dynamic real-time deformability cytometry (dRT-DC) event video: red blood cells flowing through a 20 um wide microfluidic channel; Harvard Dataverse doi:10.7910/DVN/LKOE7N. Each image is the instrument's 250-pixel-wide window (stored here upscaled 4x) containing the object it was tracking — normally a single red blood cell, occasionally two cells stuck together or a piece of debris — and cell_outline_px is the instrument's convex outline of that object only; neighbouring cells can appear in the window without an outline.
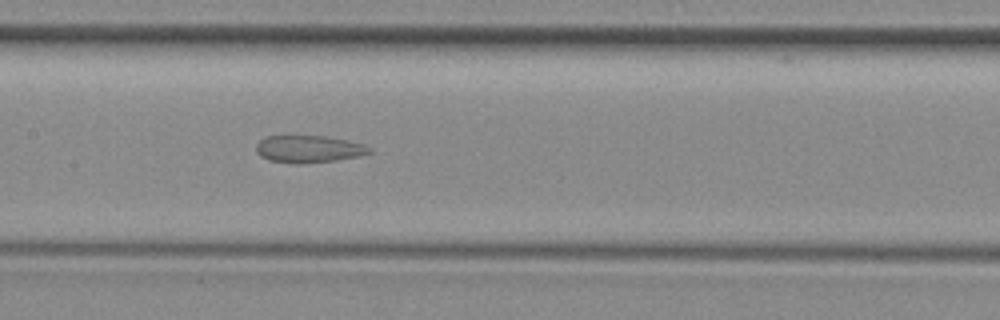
{"species": "common noctule bat (a hibernating species)", "species_latin": "Nyctalus noctula", "temperature_condition": "room temperature", "stored_images_in_passage": 52, "segment_of_instrument_passage": [2, 2], "camera_frame_rate_fps": 3000, "um_per_image_px": 0.085, "animal": {"sex": "female", "body_mass_g": 29.2, "forearm_length_mm": 56.3}, "frame": {"image": 1, "passage_image": 25, "time_ms": 8.0, "image_size_px": [1000, 320], "cell_outline_px": [[372, 152], [356, 156], [336, 160], [296, 164], [268, 160], [260, 156], [256, 152], [256, 144], [260, 140], [268, 136], [324, 136], [364, 144], [372, 148]], "centroid_in_image_um": [26.2, 12.67], "position_along_channel_um": 181.2, "area_um2": 17.8}}
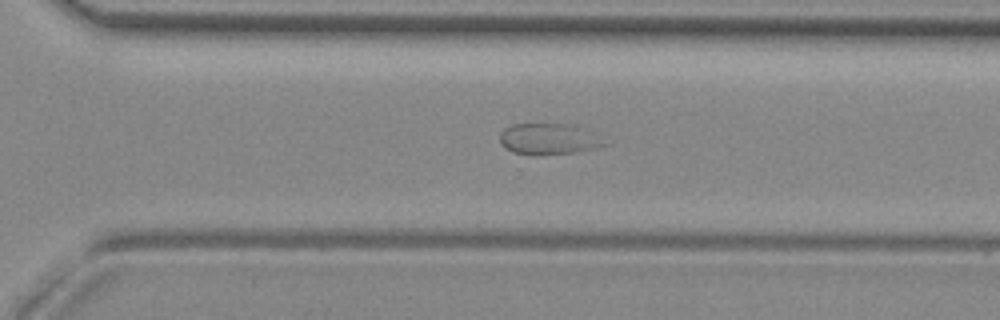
{"frame": {"image": 2, "passage_image": 36, "time_ms": 11.667, "image_size_px": [1000, 320], "cell_outline_px": [[612, 144], [580, 152], [540, 156], [512, 152], [504, 148], [500, 144], [500, 132], [504, 128], [512, 124], [572, 124]], "centroid_in_image_um": [46.61, 11.84], "position_along_channel_um": 324.0, "area_um2": 19.25}}
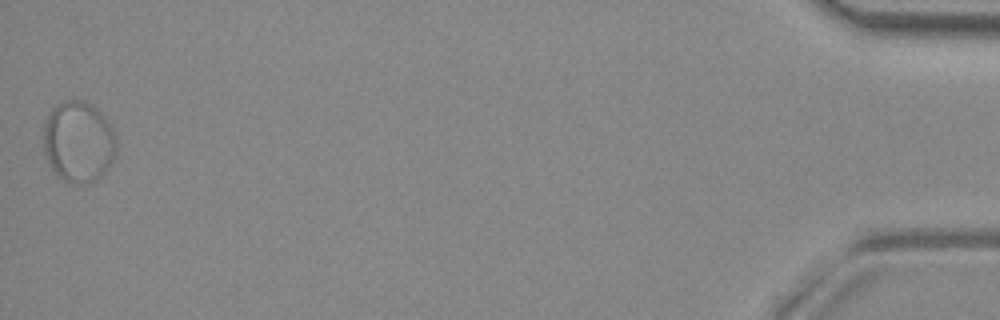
{"frame": {"image": 3, "passage_image": 52, "time_ms": 17.0, "image_size_px": [1000, 320], "cell_outline_px": [[116, 156], [112, 164], [96, 180], [88, 184], [72, 184], [60, 180], [56, 176], [44, 152], [44, 120], [52, 108], [56, 104], [68, 100], [84, 100], [92, 104], [104, 116], [112, 128], [116, 140]], "centroid_in_image_um": [6.67, 12.07], "position_along_channel_um": 428.5, "area_um2": 35.03}}